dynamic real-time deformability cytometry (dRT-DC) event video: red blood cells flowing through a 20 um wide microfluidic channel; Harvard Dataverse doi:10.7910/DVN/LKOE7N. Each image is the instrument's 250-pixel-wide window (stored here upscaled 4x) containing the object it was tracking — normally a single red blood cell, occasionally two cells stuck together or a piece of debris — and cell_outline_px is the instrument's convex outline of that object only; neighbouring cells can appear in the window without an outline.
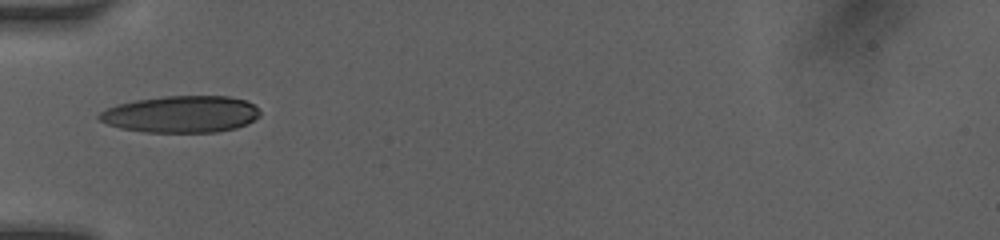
{"species": "human", "species_latin": "Homo sapiens", "temperature_condition": "room temperature", "stored_images_in_passage": 7, "camera_frame_rate_fps": 3000, "um_per_image_px": 0.085, "donor": {"sex": "female"}, "frame": {"image": 1, "passage_image": 1, "time_ms": 0.0, "image_size_px": [1000, 240], "cell_outline_px": [[260, 116], [248, 124], [236, 128], [216, 132], [144, 132], [120, 128], [108, 124], [100, 120], [96, 116], [100, 112], [116, 104], [136, 100], [164, 96], [228, 96], [244, 100], [252, 104], [260, 112]], "centroid_in_image_um": [15.39, 9.71], "position_along_channel_um": 69.6, "area_um2": 34.51}}
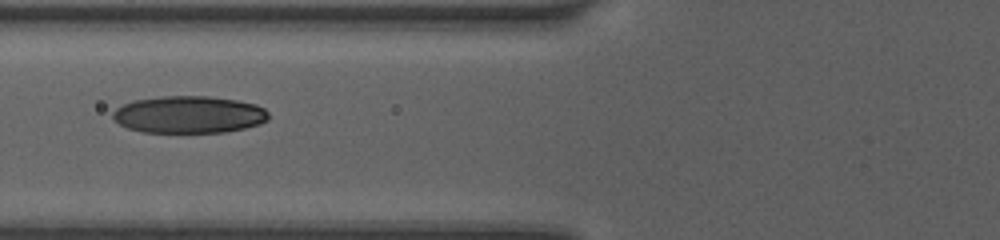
{"frame": {"image": 2, "passage_image": 6, "time_ms": 1.0, "image_size_px": [1000, 240], "cell_outline_px": [[268, 120], [260, 124], [244, 128], [224, 132], [144, 132], [128, 128], [120, 124], [112, 116], [112, 112], [116, 108], [132, 100], [164, 96], [208, 96], [236, 100], [256, 104], [264, 108], [268, 112]], "centroid_in_image_um": [16.07, 9.73], "position_along_channel_um": 109.7, "area_um2": 33.7}}